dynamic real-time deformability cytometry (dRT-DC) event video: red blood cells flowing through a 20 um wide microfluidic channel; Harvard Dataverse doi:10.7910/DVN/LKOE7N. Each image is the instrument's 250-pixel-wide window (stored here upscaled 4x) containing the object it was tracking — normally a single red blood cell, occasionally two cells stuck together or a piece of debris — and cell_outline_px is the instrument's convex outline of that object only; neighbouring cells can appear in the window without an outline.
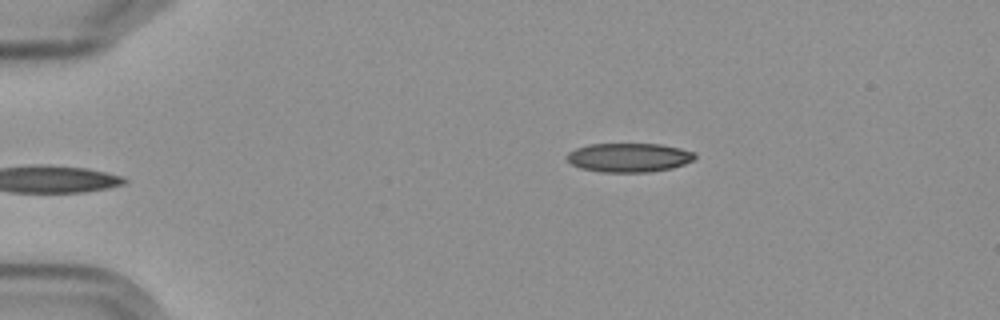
{"species": "Egyptian fruit bat (a non-hibernating species)", "species_latin": "Rousettus aegyptiacus", "temperature_condition": "cold", "stored_images_in_passage": 5, "camera_frame_rate_fps": 3000, "um_per_image_px": 0.085, "frame": {"image": 1, "passage_image": 5, "time_ms": 5.667, "image_size_px": [1000, 320], "cell_outline_px": [[696, 156], [692, 160], [684, 164], [672, 168], [648, 172], [600, 172], [580, 168], [572, 164], [564, 156], [568, 152], [576, 148], [588, 144], [660, 144], [680, 148], [696, 152]], "centroid_in_image_um": [53.44, 13.39], "position_along_channel_um": 31.6, "area_um2": 21.73}}